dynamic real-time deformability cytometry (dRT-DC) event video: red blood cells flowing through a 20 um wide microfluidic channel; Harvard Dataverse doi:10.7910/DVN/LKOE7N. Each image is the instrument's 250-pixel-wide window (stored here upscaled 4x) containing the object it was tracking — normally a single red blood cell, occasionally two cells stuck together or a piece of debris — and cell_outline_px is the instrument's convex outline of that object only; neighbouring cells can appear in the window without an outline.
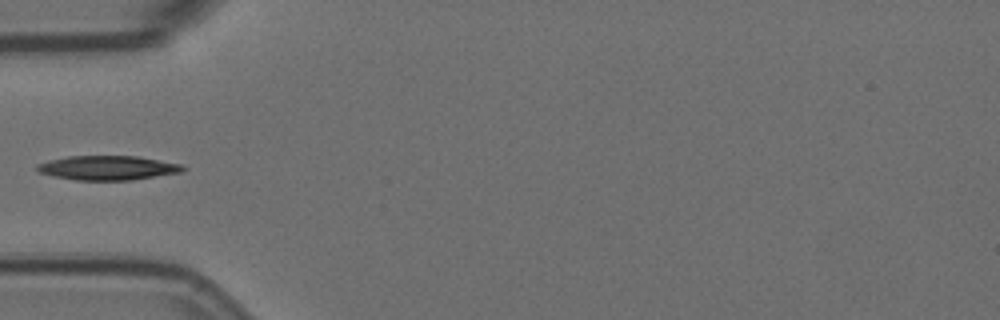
{"species": "Egyptian fruit bat (a non-hibernating species)", "species_latin": "Rousettus aegyptiacus", "temperature_condition": "room temperature", "stored_images_in_passage": 8, "camera_frame_rate_fps": 3000, "um_per_image_px": 0.085, "animal": {"sex": "female"}, "frame": {"image": 1, "passage_image": 5, "time_ms": 1.333, "image_size_px": [1000, 320], "cell_outline_px": [[188, 168], [180, 172], [132, 180], [76, 180], [36, 172], [36, 164], [48, 160], [68, 156], [136, 156], [184, 164]], "centroid_in_image_um": [9.16, 14.26], "position_along_channel_um": 75.8, "area_um2": 20.75}}
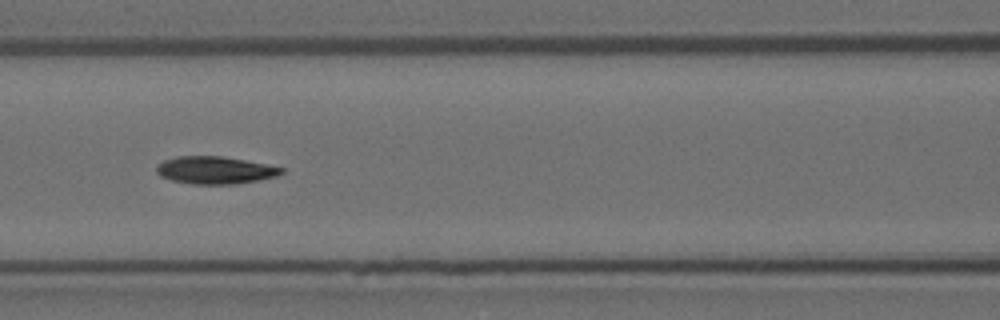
{"frame": {"image": 2, "passage_image": 7, "time_ms": 2.0, "image_size_px": [1000, 320], "cell_outline_px": [[284, 172], [276, 176], [260, 180], [236, 184], [192, 184], [172, 180], [160, 176], [156, 172], [156, 164], [164, 160], [176, 156], [220, 156], [244, 160], [284, 168]], "centroid_in_image_um": [18.25, 14.47], "position_along_channel_um": 148.4, "area_um2": 20.0}}
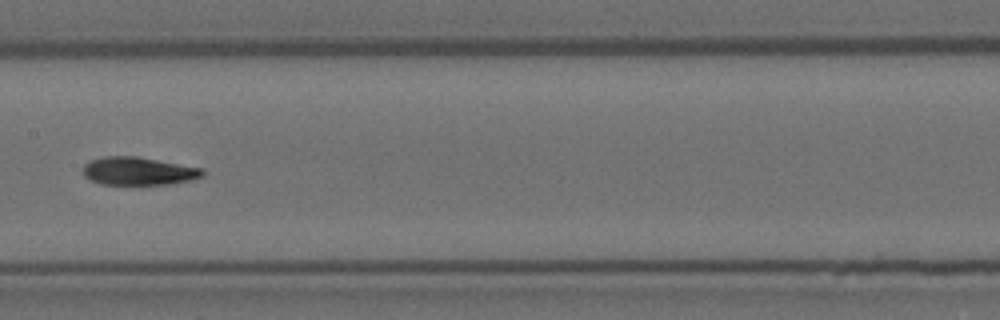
{"frame": {"image": 3, "passage_image": 8, "time_ms": 2.333, "image_size_px": [1000, 320], "cell_outline_px": [[204, 176], [192, 180], [172, 184], [100, 184], [88, 180], [84, 176], [84, 164], [92, 160], [104, 156], [136, 156], [204, 168]], "centroid_in_image_um": [11.79, 14.55], "position_along_channel_um": 195.6, "area_um2": 19.65}}